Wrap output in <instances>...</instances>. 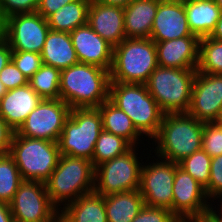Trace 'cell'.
Instances as JSON below:
<instances>
[{"label":"cell","instance_id":"25","mask_svg":"<svg viewBox=\"0 0 222 222\" xmlns=\"http://www.w3.org/2000/svg\"><path fill=\"white\" fill-rule=\"evenodd\" d=\"M144 199L139 189L105 196L108 222H132L144 207Z\"/></svg>","mask_w":222,"mask_h":222},{"label":"cell","instance_id":"22","mask_svg":"<svg viewBox=\"0 0 222 222\" xmlns=\"http://www.w3.org/2000/svg\"><path fill=\"white\" fill-rule=\"evenodd\" d=\"M59 222H108L105 196L92 191L61 209Z\"/></svg>","mask_w":222,"mask_h":222},{"label":"cell","instance_id":"18","mask_svg":"<svg viewBox=\"0 0 222 222\" xmlns=\"http://www.w3.org/2000/svg\"><path fill=\"white\" fill-rule=\"evenodd\" d=\"M198 36H186L155 42L158 66L177 69H197L199 62Z\"/></svg>","mask_w":222,"mask_h":222},{"label":"cell","instance_id":"3","mask_svg":"<svg viewBox=\"0 0 222 222\" xmlns=\"http://www.w3.org/2000/svg\"><path fill=\"white\" fill-rule=\"evenodd\" d=\"M94 175L95 168L92 161L60 155L55 170L45 181L51 203L61 211V208L82 195L94 191Z\"/></svg>","mask_w":222,"mask_h":222},{"label":"cell","instance_id":"41","mask_svg":"<svg viewBox=\"0 0 222 222\" xmlns=\"http://www.w3.org/2000/svg\"><path fill=\"white\" fill-rule=\"evenodd\" d=\"M12 49L8 45L5 38L0 36V72L11 60Z\"/></svg>","mask_w":222,"mask_h":222},{"label":"cell","instance_id":"17","mask_svg":"<svg viewBox=\"0 0 222 222\" xmlns=\"http://www.w3.org/2000/svg\"><path fill=\"white\" fill-rule=\"evenodd\" d=\"M73 47L79 62L96 65L110 72L113 61V46L98 35L88 24L70 32Z\"/></svg>","mask_w":222,"mask_h":222},{"label":"cell","instance_id":"42","mask_svg":"<svg viewBox=\"0 0 222 222\" xmlns=\"http://www.w3.org/2000/svg\"><path fill=\"white\" fill-rule=\"evenodd\" d=\"M0 222H14L8 203L0 202Z\"/></svg>","mask_w":222,"mask_h":222},{"label":"cell","instance_id":"32","mask_svg":"<svg viewBox=\"0 0 222 222\" xmlns=\"http://www.w3.org/2000/svg\"><path fill=\"white\" fill-rule=\"evenodd\" d=\"M178 166L190 174L201 186L206 188L210 179L211 157L199 150L184 158Z\"/></svg>","mask_w":222,"mask_h":222},{"label":"cell","instance_id":"4","mask_svg":"<svg viewBox=\"0 0 222 222\" xmlns=\"http://www.w3.org/2000/svg\"><path fill=\"white\" fill-rule=\"evenodd\" d=\"M109 100L129 116L142 136L152 140L157 135L164 113L146 84L110 82Z\"/></svg>","mask_w":222,"mask_h":222},{"label":"cell","instance_id":"9","mask_svg":"<svg viewBox=\"0 0 222 222\" xmlns=\"http://www.w3.org/2000/svg\"><path fill=\"white\" fill-rule=\"evenodd\" d=\"M133 146L125 154L115 157L95 167L94 191L107 196L124 191L139 189L140 172L144 162L140 163Z\"/></svg>","mask_w":222,"mask_h":222},{"label":"cell","instance_id":"20","mask_svg":"<svg viewBox=\"0 0 222 222\" xmlns=\"http://www.w3.org/2000/svg\"><path fill=\"white\" fill-rule=\"evenodd\" d=\"M41 101L29 84L10 89L0 99V116L16 132Z\"/></svg>","mask_w":222,"mask_h":222},{"label":"cell","instance_id":"51","mask_svg":"<svg viewBox=\"0 0 222 222\" xmlns=\"http://www.w3.org/2000/svg\"><path fill=\"white\" fill-rule=\"evenodd\" d=\"M2 35V21L0 20V36Z\"/></svg>","mask_w":222,"mask_h":222},{"label":"cell","instance_id":"45","mask_svg":"<svg viewBox=\"0 0 222 222\" xmlns=\"http://www.w3.org/2000/svg\"><path fill=\"white\" fill-rule=\"evenodd\" d=\"M92 2H98L103 4H109L114 6H121L125 7L127 6L132 0H91Z\"/></svg>","mask_w":222,"mask_h":222},{"label":"cell","instance_id":"8","mask_svg":"<svg viewBox=\"0 0 222 222\" xmlns=\"http://www.w3.org/2000/svg\"><path fill=\"white\" fill-rule=\"evenodd\" d=\"M102 131V116L98 108L71 109L58 140L60 154L91 161Z\"/></svg>","mask_w":222,"mask_h":222},{"label":"cell","instance_id":"33","mask_svg":"<svg viewBox=\"0 0 222 222\" xmlns=\"http://www.w3.org/2000/svg\"><path fill=\"white\" fill-rule=\"evenodd\" d=\"M202 149L211 158L222 155V127L216 122L204 123Z\"/></svg>","mask_w":222,"mask_h":222},{"label":"cell","instance_id":"47","mask_svg":"<svg viewBox=\"0 0 222 222\" xmlns=\"http://www.w3.org/2000/svg\"><path fill=\"white\" fill-rule=\"evenodd\" d=\"M188 222H211V221L206 216H204V217L191 219Z\"/></svg>","mask_w":222,"mask_h":222},{"label":"cell","instance_id":"13","mask_svg":"<svg viewBox=\"0 0 222 222\" xmlns=\"http://www.w3.org/2000/svg\"><path fill=\"white\" fill-rule=\"evenodd\" d=\"M145 164L141 167L139 184L145 205L162 207L172 212L173 183L178 164L160 158L156 163Z\"/></svg>","mask_w":222,"mask_h":222},{"label":"cell","instance_id":"37","mask_svg":"<svg viewBox=\"0 0 222 222\" xmlns=\"http://www.w3.org/2000/svg\"><path fill=\"white\" fill-rule=\"evenodd\" d=\"M208 199L222 193V155L211 158L210 179L205 188Z\"/></svg>","mask_w":222,"mask_h":222},{"label":"cell","instance_id":"16","mask_svg":"<svg viewBox=\"0 0 222 222\" xmlns=\"http://www.w3.org/2000/svg\"><path fill=\"white\" fill-rule=\"evenodd\" d=\"M194 35L188 26L184 0H160L150 39L163 42Z\"/></svg>","mask_w":222,"mask_h":222},{"label":"cell","instance_id":"15","mask_svg":"<svg viewBox=\"0 0 222 222\" xmlns=\"http://www.w3.org/2000/svg\"><path fill=\"white\" fill-rule=\"evenodd\" d=\"M187 113L204 123L218 121L222 113V74L196 73Z\"/></svg>","mask_w":222,"mask_h":222},{"label":"cell","instance_id":"1","mask_svg":"<svg viewBox=\"0 0 222 222\" xmlns=\"http://www.w3.org/2000/svg\"><path fill=\"white\" fill-rule=\"evenodd\" d=\"M108 70L78 62L60 73L59 98L75 108H97L109 99Z\"/></svg>","mask_w":222,"mask_h":222},{"label":"cell","instance_id":"11","mask_svg":"<svg viewBox=\"0 0 222 222\" xmlns=\"http://www.w3.org/2000/svg\"><path fill=\"white\" fill-rule=\"evenodd\" d=\"M49 31L47 19L37 12L13 15L2 21V36L12 51L41 53Z\"/></svg>","mask_w":222,"mask_h":222},{"label":"cell","instance_id":"6","mask_svg":"<svg viewBox=\"0 0 222 222\" xmlns=\"http://www.w3.org/2000/svg\"><path fill=\"white\" fill-rule=\"evenodd\" d=\"M197 69L158 66L149 76L146 87L164 114L187 113Z\"/></svg>","mask_w":222,"mask_h":222},{"label":"cell","instance_id":"21","mask_svg":"<svg viewBox=\"0 0 222 222\" xmlns=\"http://www.w3.org/2000/svg\"><path fill=\"white\" fill-rule=\"evenodd\" d=\"M160 0H132L124 7L126 38H150Z\"/></svg>","mask_w":222,"mask_h":222},{"label":"cell","instance_id":"48","mask_svg":"<svg viewBox=\"0 0 222 222\" xmlns=\"http://www.w3.org/2000/svg\"><path fill=\"white\" fill-rule=\"evenodd\" d=\"M7 88L0 80V99L7 93Z\"/></svg>","mask_w":222,"mask_h":222},{"label":"cell","instance_id":"19","mask_svg":"<svg viewBox=\"0 0 222 222\" xmlns=\"http://www.w3.org/2000/svg\"><path fill=\"white\" fill-rule=\"evenodd\" d=\"M87 24L113 47L126 38L124 8L98 2H90Z\"/></svg>","mask_w":222,"mask_h":222},{"label":"cell","instance_id":"2","mask_svg":"<svg viewBox=\"0 0 222 222\" xmlns=\"http://www.w3.org/2000/svg\"><path fill=\"white\" fill-rule=\"evenodd\" d=\"M204 122L188 113L164 114L155 142L156 157L174 163L202 149Z\"/></svg>","mask_w":222,"mask_h":222},{"label":"cell","instance_id":"46","mask_svg":"<svg viewBox=\"0 0 222 222\" xmlns=\"http://www.w3.org/2000/svg\"><path fill=\"white\" fill-rule=\"evenodd\" d=\"M211 222H222V215H205Z\"/></svg>","mask_w":222,"mask_h":222},{"label":"cell","instance_id":"44","mask_svg":"<svg viewBox=\"0 0 222 222\" xmlns=\"http://www.w3.org/2000/svg\"><path fill=\"white\" fill-rule=\"evenodd\" d=\"M217 198V199H220V203H221V207H217L216 206L214 207L212 203H210V206H209V209L206 211V215H222V193L220 194H217L216 196L213 197L212 201L214 202V199ZM214 207V208H213ZM215 209V210H214ZM220 209V210H219ZM217 210V211H216Z\"/></svg>","mask_w":222,"mask_h":222},{"label":"cell","instance_id":"7","mask_svg":"<svg viewBox=\"0 0 222 222\" xmlns=\"http://www.w3.org/2000/svg\"><path fill=\"white\" fill-rule=\"evenodd\" d=\"M9 154L13 157L23 180L43 183L55 170L61 155L58 142L27 138L16 132Z\"/></svg>","mask_w":222,"mask_h":222},{"label":"cell","instance_id":"12","mask_svg":"<svg viewBox=\"0 0 222 222\" xmlns=\"http://www.w3.org/2000/svg\"><path fill=\"white\" fill-rule=\"evenodd\" d=\"M70 110L60 98L42 99L16 133L27 138L58 142Z\"/></svg>","mask_w":222,"mask_h":222},{"label":"cell","instance_id":"23","mask_svg":"<svg viewBox=\"0 0 222 222\" xmlns=\"http://www.w3.org/2000/svg\"><path fill=\"white\" fill-rule=\"evenodd\" d=\"M40 55L43 64L60 71L79 62L69 32L50 30Z\"/></svg>","mask_w":222,"mask_h":222},{"label":"cell","instance_id":"29","mask_svg":"<svg viewBox=\"0 0 222 222\" xmlns=\"http://www.w3.org/2000/svg\"><path fill=\"white\" fill-rule=\"evenodd\" d=\"M60 73L59 69L42 64L40 69L28 79V84L42 99H59Z\"/></svg>","mask_w":222,"mask_h":222},{"label":"cell","instance_id":"24","mask_svg":"<svg viewBox=\"0 0 222 222\" xmlns=\"http://www.w3.org/2000/svg\"><path fill=\"white\" fill-rule=\"evenodd\" d=\"M184 7L189 29L199 38L212 33L222 12L215 0H184Z\"/></svg>","mask_w":222,"mask_h":222},{"label":"cell","instance_id":"34","mask_svg":"<svg viewBox=\"0 0 222 222\" xmlns=\"http://www.w3.org/2000/svg\"><path fill=\"white\" fill-rule=\"evenodd\" d=\"M11 60L28 79H30L43 64L40 53L34 52L12 51Z\"/></svg>","mask_w":222,"mask_h":222},{"label":"cell","instance_id":"43","mask_svg":"<svg viewBox=\"0 0 222 222\" xmlns=\"http://www.w3.org/2000/svg\"><path fill=\"white\" fill-rule=\"evenodd\" d=\"M209 37L214 40L222 41V12L219 20L216 23L215 29L212 31Z\"/></svg>","mask_w":222,"mask_h":222},{"label":"cell","instance_id":"26","mask_svg":"<svg viewBox=\"0 0 222 222\" xmlns=\"http://www.w3.org/2000/svg\"><path fill=\"white\" fill-rule=\"evenodd\" d=\"M102 116L103 130L123 137L132 146H138L142 135L137 131L129 116L109 99L97 107ZM138 141V142H137Z\"/></svg>","mask_w":222,"mask_h":222},{"label":"cell","instance_id":"38","mask_svg":"<svg viewBox=\"0 0 222 222\" xmlns=\"http://www.w3.org/2000/svg\"><path fill=\"white\" fill-rule=\"evenodd\" d=\"M0 80L7 90L28 84V78L16 67L12 60L0 72Z\"/></svg>","mask_w":222,"mask_h":222},{"label":"cell","instance_id":"50","mask_svg":"<svg viewBox=\"0 0 222 222\" xmlns=\"http://www.w3.org/2000/svg\"><path fill=\"white\" fill-rule=\"evenodd\" d=\"M216 123L222 127V113L220 114V117Z\"/></svg>","mask_w":222,"mask_h":222},{"label":"cell","instance_id":"49","mask_svg":"<svg viewBox=\"0 0 222 222\" xmlns=\"http://www.w3.org/2000/svg\"><path fill=\"white\" fill-rule=\"evenodd\" d=\"M216 4L220 7L222 11V0H215Z\"/></svg>","mask_w":222,"mask_h":222},{"label":"cell","instance_id":"40","mask_svg":"<svg viewBox=\"0 0 222 222\" xmlns=\"http://www.w3.org/2000/svg\"><path fill=\"white\" fill-rule=\"evenodd\" d=\"M75 0H40L37 13L47 19L51 14L59 10L62 6Z\"/></svg>","mask_w":222,"mask_h":222},{"label":"cell","instance_id":"5","mask_svg":"<svg viewBox=\"0 0 222 222\" xmlns=\"http://www.w3.org/2000/svg\"><path fill=\"white\" fill-rule=\"evenodd\" d=\"M157 67V50L153 40L125 38L113 47L110 82L146 84Z\"/></svg>","mask_w":222,"mask_h":222},{"label":"cell","instance_id":"30","mask_svg":"<svg viewBox=\"0 0 222 222\" xmlns=\"http://www.w3.org/2000/svg\"><path fill=\"white\" fill-rule=\"evenodd\" d=\"M23 181L13 157L0 155V202L9 204Z\"/></svg>","mask_w":222,"mask_h":222},{"label":"cell","instance_id":"31","mask_svg":"<svg viewBox=\"0 0 222 222\" xmlns=\"http://www.w3.org/2000/svg\"><path fill=\"white\" fill-rule=\"evenodd\" d=\"M197 72L222 74V41L209 36L200 38Z\"/></svg>","mask_w":222,"mask_h":222},{"label":"cell","instance_id":"14","mask_svg":"<svg viewBox=\"0 0 222 222\" xmlns=\"http://www.w3.org/2000/svg\"><path fill=\"white\" fill-rule=\"evenodd\" d=\"M210 201L205 188L179 166L173 183L172 214L180 222L204 217Z\"/></svg>","mask_w":222,"mask_h":222},{"label":"cell","instance_id":"39","mask_svg":"<svg viewBox=\"0 0 222 222\" xmlns=\"http://www.w3.org/2000/svg\"><path fill=\"white\" fill-rule=\"evenodd\" d=\"M15 131L0 116V155L9 153Z\"/></svg>","mask_w":222,"mask_h":222},{"label":"cell","instance_id":"35","mask_svg":"<svg viewBox=\"0 0 222 222\" xmlns=\"http://www.w3.org/2000/svg\"><path fill=\"white\" fill-rule=\"evenodd\" d=\"M40 0H0V20L17 14L36 12Z\"/></svg>","mask_w":222,"mask_h":222},{"label":"cell","instance_id":"27","mask_svg":"<svg viewBox=\"0 0 222 222\" xmlns=\"http://www.w3.org/2000/svg\"><path fill=\"white\" fill-rule=\"evenodd\" d=\"M90 2L91 0H75L62 6L47 18L50 30L70 33L87 24Z\"/></svg>","mask_w":222,"mask_h":222},{"label":"cell","instance_id":"36","mask_svg":"<svg viewBox=\"0 0 222 222\" xmlns=\"http://www.w3.org/2000/svg\"><path fill=\"white\" fill-rule=\"evenodd\" d=\"M132 222H180L170 210L144 205Z\"/></svg>","mask_w":222,"mask_h":222},{"label":"cell","instance_id":"10","mask_svg":"<svg viewBox=\"0 0 222 222\" xmlns=\"http://www.w3.org/2000/svg\"><path fill=\"white\" fill-rule=\"evenodd\" d=\"M9 205L14 222H59L43 182L24 180Z\"/></svg>","mask_w":222,"mask_h":222},{"label":"cell","instance_id":"28","mask_svg":"<svg viewBox=\"0 0 222 222\" xmlns=\"http://www.w3.org/2000/svg\"><path fill=\"white\" fill-rule=\"evenodd\" d=\"M133 146L123 137L102 131L96 141L92 158L93 167L121 156Z\"/></svg>","mask_w":222,"mask_h":222}]
</instances>
